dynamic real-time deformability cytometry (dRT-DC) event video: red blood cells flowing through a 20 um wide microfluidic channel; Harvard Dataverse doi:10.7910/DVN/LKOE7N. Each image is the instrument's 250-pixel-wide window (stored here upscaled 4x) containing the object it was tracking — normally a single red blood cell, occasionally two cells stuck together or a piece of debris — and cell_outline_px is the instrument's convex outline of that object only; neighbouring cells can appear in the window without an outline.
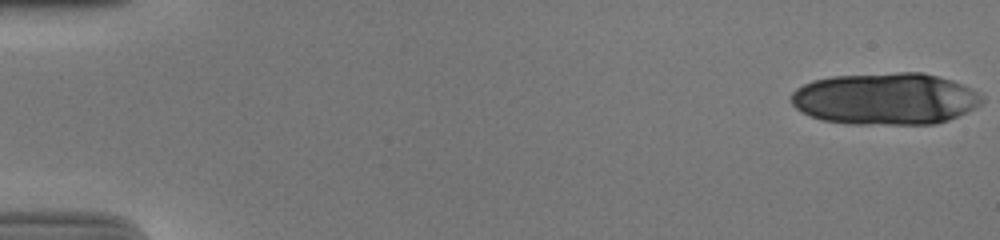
{"species": "human", "species_latin": "Homo sapiens", "temperature_condition": "cold", "stored_images_in_passage": 18, "camera_frame_rate_fps": 3000, "um_per_image_px": 0.085, "donor": {"sex": "male"}, "frame": {"image": 1, "passage_image": 1, "time_ms": 0.0, "image_size_px": [1000, 240], "cell_outline_px": [[984, 100], [980, 104], [948, 120], [936, 124], [848, 124], [824, 120], [800, 112], [792, 104], [792, 92], [796, 88], [812, 80], [832, 76], [896, 72], [924, 72], [952, 80], [984, 96]], "centroid_in_image_um": [75.23, 8.39], "position_along_channel_um": 9.8, "area_um2": 57.68}}